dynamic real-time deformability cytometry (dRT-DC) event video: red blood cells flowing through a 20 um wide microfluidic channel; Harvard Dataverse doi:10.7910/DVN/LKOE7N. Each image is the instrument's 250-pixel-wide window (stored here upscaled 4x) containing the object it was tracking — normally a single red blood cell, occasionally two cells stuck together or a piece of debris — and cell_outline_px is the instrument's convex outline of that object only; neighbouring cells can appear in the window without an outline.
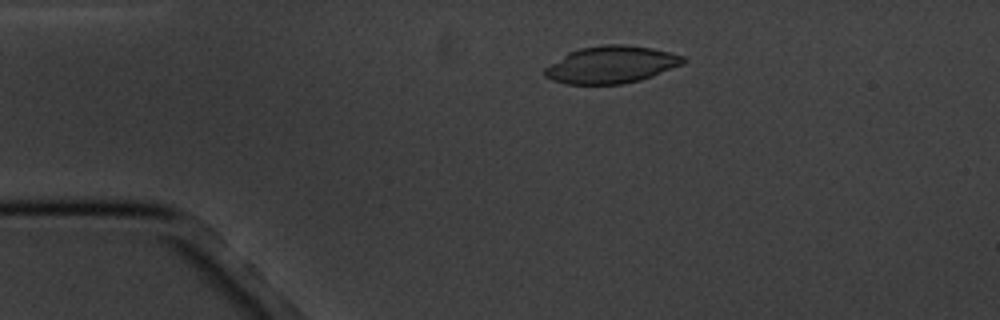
{"species": "common noctule bat (a hibernating species)", "species_latin": "Nyctalus noctula", "temperature_condition": "cold", "stored_images_in_passage": 7, "camera_frame_rate_fps": 3000, "um_per_image_px": 0.085, "animal": {"sex": "male", "body_mass_g": 20.1, "forearm_length_mm": 53.5}, "frame": {"image": 1, "passage_image": 4, "time_ms": 3.333, "image_size_px": [1000, 320], "cell_outline_px": [[688, 60], [684, 64], [652, 76], [640, 80], [624, 84], [568, 84], [552, 80], [544, 76], [544, 68], [568, 52], [580, 48], [604, 44], [624, 44], [652, 48], [684, 56]], "centroid_in_image_um": [51.97, 5.49], "position_along_channel_um": 33.0, "area_um2": 30.11}}